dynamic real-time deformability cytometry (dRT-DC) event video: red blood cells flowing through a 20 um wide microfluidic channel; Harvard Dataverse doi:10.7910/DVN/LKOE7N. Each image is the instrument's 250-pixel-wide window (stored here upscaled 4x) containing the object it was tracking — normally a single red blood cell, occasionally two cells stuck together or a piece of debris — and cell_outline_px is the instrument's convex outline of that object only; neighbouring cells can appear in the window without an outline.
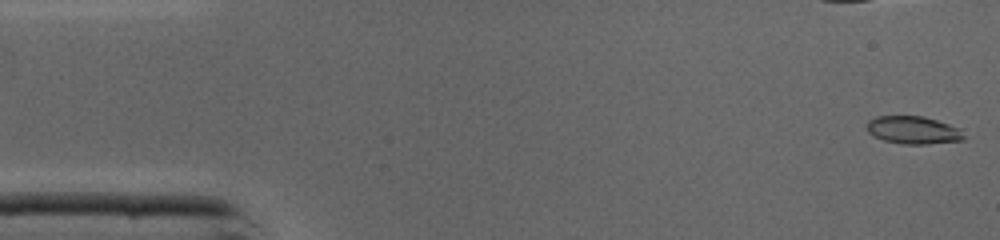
{"species": "common noctule bat (a hibernating species)", "species_latin": "Nyctalus noctula", "temperature_condition": "cold", "stored_images_in_passage": 15, "camera_frame_rate_fps": 3000, "um_per_image_px": 0.085, "animal": {"sex": "male", "body_mass_g": 19.0, "forearm_length_mm": 50.8}, "frame": {"image": 1, "passage_image": 1, "time_ms": 0.0, "image_size_px": [1000, 240], "cell_outline_px": [[964, 140], [928, 144], [904, 144], [884, 140], [872, 136], [868, 132], [868, 120], [876, 116], [924, 116], [948, 124], [956, 128], [964, 136]], "centroid_in_image_um": [77.58, 11.06], "position_along_channel_um": 7.4, "area_um2": 15.49}}